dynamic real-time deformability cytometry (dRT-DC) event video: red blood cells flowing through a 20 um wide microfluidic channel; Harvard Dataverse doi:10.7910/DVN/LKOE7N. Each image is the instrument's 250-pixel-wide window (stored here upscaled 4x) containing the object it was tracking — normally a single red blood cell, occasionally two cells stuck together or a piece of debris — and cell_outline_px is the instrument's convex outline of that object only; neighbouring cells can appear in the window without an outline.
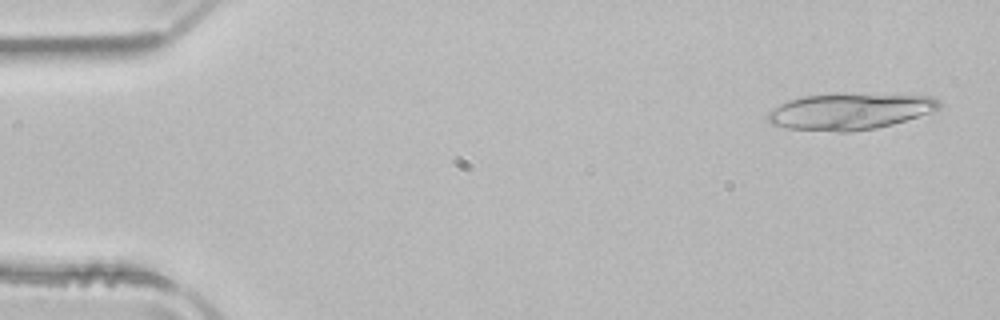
{"species": "common noctule bat (a hibernating species)", "species_latin": "Nyctalus noctula", "temperature_condition": "room temperature", "stored_images_in_passage": 16, "camera_frame_rate_fps": 3000, "um_per_image_px": 0.085, "animal": {"sex": "male", "body_mass_g": 21.5, "forearm_length_mm": 52.0}, "frame": {"image": 1, "passage_image": 2, "time_ms": 0.333, "image_size_px": [1000, 320], "cell_outline_px": [[944, 104], [940, 108], [892, 124], [876, 128], [852, 132], [836, 132], [788, 128], [772, 124], [768, 120], [768, 112], [780, 104], [788, 100], [800, 96], [836, 92], [932, 96], [940, 100]], "centroid_in_image_um": [72.22, 9.44], "position_along_channel_um": 12.8, "area_um2": 36.82}}